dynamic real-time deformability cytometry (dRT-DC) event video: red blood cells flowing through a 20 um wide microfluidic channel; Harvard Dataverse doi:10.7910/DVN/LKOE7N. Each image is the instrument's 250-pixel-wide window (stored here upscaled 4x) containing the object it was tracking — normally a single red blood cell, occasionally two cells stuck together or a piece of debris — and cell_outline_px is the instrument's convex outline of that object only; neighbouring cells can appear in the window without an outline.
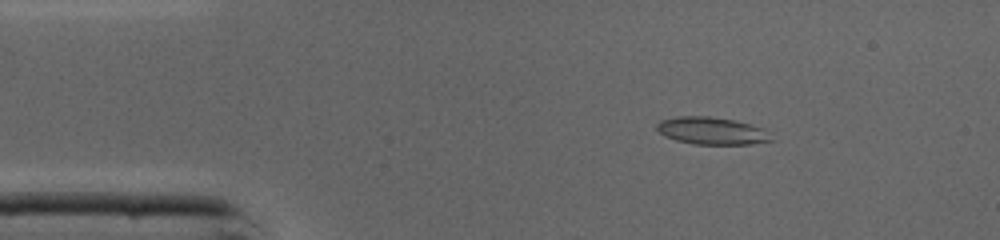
{"species": "common noctule bat (a hibernating species)", "species_latin": "Nyctalus noctula", "temperature_condition": "cold", "stored_images_in_passage": 16, "camera_frame_rate_fps": 3000, "um_per_image_px": 0.085, "animal": {"sex": "male", "body_mass_g": 19.0, "forearm_length_mm": 50.8}, "frame": {"image": 1, "passage_image": 7, "time_ms": 2.0, "image_size_px": [1000, 240], "cell_outline_px": [[776, 140], [748, 144], [692, 144], [676, 140], [664, 136], [656, 128], [656, 124], [660, 120], [676, 116], [708, 116], [736, 120], [764, 128]], "centroid_in_image_um": [60.51, 11.11], "position_along_channel_um": 24.5, "area_um2": 18.44}}
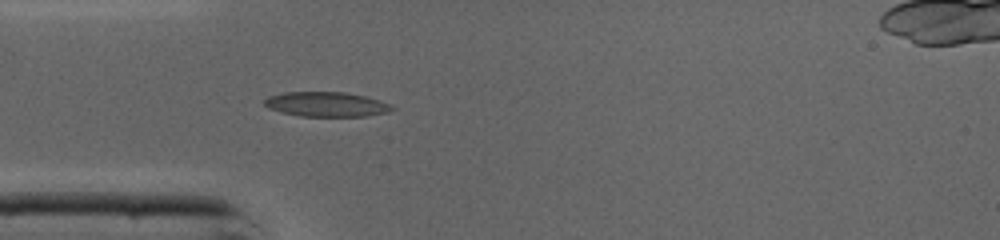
{"frame": {"image": 2, "passage_image": 13, "time_ms": 4.0, "image_size_px": [1000, 240], "cell_outline_px": [[396, 108], [388, 112], [364, 116], [300, 116], [280, 112], [268, 108], [264, 104], [264, 100], [268, 96], [284, 92], [344, 92], [364, 96], [380, 100], [392, 104]], "centroid_in_image_um": [27.74, 8.86], "position_along_channel_um": 57.3, "area_um2": 18.44}}
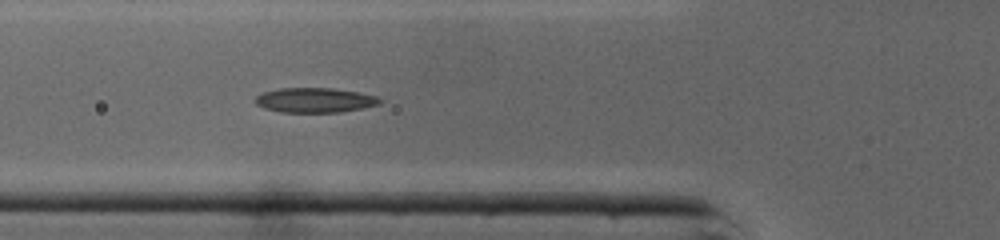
{"frame": {"image": 3, "passage_image": 16, "time_ms": 5.0, "image_size_px": [1000, 240], "cell_outline_px": [[384, 100], [380, 104], [364, 108], [340, 112], [280, 112], [264, 108], [256, 104], [252, 100], [256, 96], [264, 92], [280, 88], [332, 88], [356, 92], [376, 96]], "centroid_in_image_um": [26.75, 8.52], "position_along_channel_um": 99.0, "area_um2": 18.03}}